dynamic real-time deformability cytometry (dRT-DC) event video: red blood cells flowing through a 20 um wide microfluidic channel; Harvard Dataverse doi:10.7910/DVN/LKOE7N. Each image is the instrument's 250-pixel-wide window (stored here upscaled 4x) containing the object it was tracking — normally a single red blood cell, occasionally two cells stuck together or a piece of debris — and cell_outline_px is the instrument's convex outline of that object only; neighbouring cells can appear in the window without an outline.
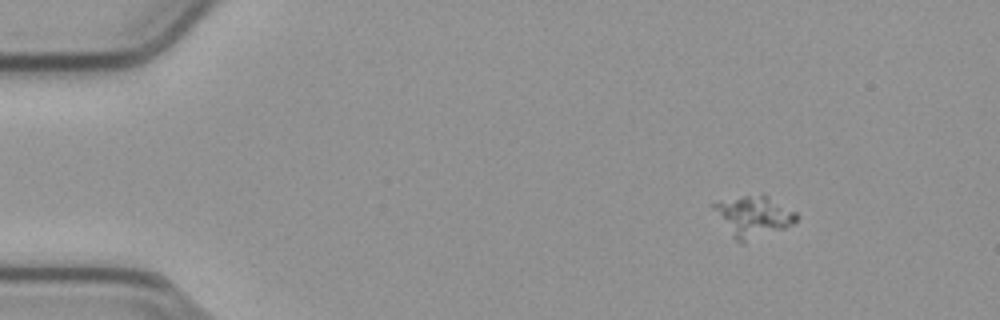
{"species": "common noctule bat (a hibernating species)", "species_latin": "Nyctalus noctula", "temperature_condition": "cold", "stored_images_in_passage": 12, "camera_frame_rate_fps": 3000, "um_per_image_px": 0.085, "animal": {"sex": "male", "body_mass_g": 23.1, "forearm_length_mm": 52.7}, "frame": {"image": 1, "passage_image": 1, "time_ms": 0.0, "image_size_px": [1000, 320], "cell_outline_px": [[800, 216], [792, 224], [784, 228], [744, 244], [740, 244], [732, 236], [712, 208], [712, 204], [744, 196], [764, 192], [796, 212]], "centroid_in_image_um": [64.09, 18.39], "position_along_channel_um": 20.9, "area_um2": 19.83}}